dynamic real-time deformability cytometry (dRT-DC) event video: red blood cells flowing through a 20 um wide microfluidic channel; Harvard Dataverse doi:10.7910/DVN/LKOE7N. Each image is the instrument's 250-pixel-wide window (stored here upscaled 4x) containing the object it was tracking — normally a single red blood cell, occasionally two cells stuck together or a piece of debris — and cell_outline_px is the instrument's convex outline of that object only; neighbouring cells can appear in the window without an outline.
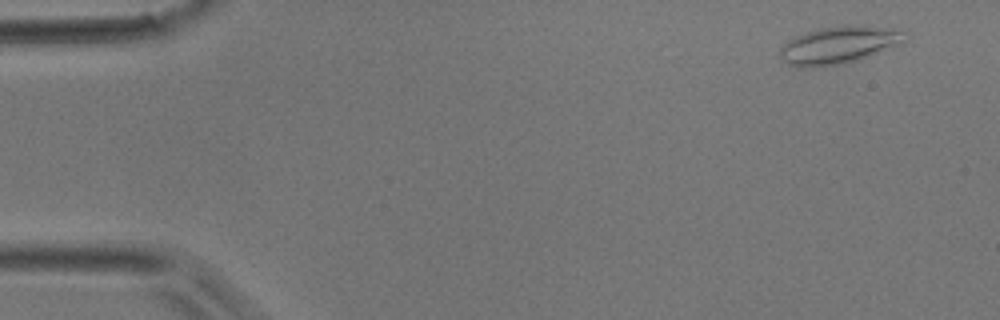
{"species": "common noctule bat (a hibernating species)", "species_latin": "Nyctalus noctula", "temperature_condition": "room temperature", "stored_images_in_passage": 40, "camera_frame_rate_fps": 3000, "um_per_image_px": 0.085, "animal": {"sex": "male", "body_mass_g": 17.9}, "frame": {"image": 1, "passage_image": 1, "time_ms": 0.0, "image_size_px": [1000, 320], "cell_outline_px": [[908, 36], [876, 52], [856, 60], [844, 64], [812, 68], [796, 68], [788, 64], [780, 56], [780, 48], [788, 40], [796, 36], [820, 28], [860, 24], [908, 32]], "centroid_in_image_um": [71.17, 3.84], "position_along_channel_um": 13.8, "area_um2": 26.53}}
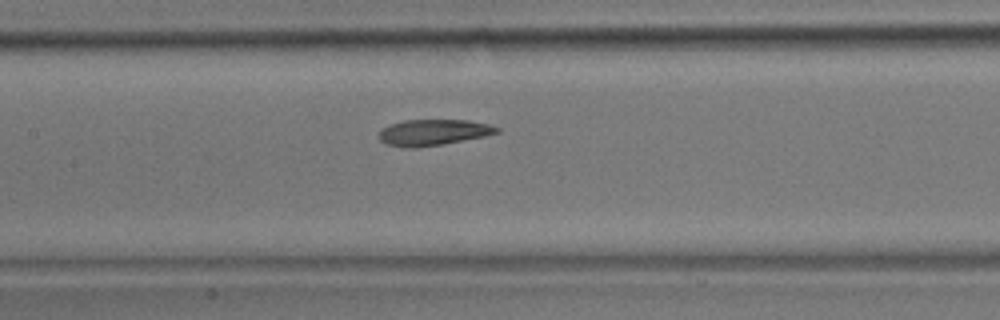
{"frame": {"image": 2, "passage_image": 20, "time_ms": 6.333, "image_size_px": [1000, 320], "cell_outline_px": [[500, 132], [484, 136], [440, 144], [416, 148], [404, 148], [384, 144], [380, 140], [380, 128], [404, 120], [468, 120], [488, 124], [500, 128]], "centroid_in_image_um": [36.79, 11.25], "position_along_channel_um": 170.6, "area_um2": 17.8}}
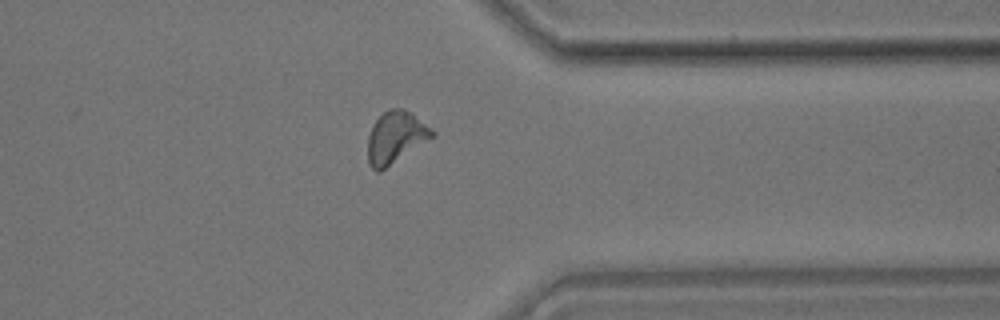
{"frame": {"image": 3, "passage_image": 35, "time_ms": 11.333, "image_size_px": [1000, 320], "cell_outline_px": [[436, 136], [380, 172], [376, 172], [368, 164], [368, 136], [372, 124], [384, 112], [392, 108], [404, 108], [432, 128], [436, 132]], "centroid_in_image_um": [33.64, 11.69], "position_along_channel_um": 377.8, "area_um2": 19.65}}